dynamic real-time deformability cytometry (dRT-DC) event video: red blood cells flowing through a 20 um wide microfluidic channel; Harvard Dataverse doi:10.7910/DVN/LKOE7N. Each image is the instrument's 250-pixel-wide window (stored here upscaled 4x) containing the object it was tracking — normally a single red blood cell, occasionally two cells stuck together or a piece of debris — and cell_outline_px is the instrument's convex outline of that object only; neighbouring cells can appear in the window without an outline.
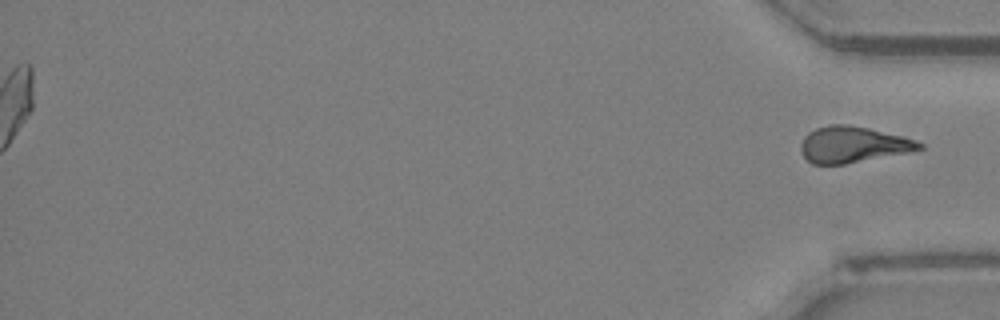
{"species": "Egyptian fruit bat (a non-hibernating species)", "species_latin": "Rousettus aegyptiacus", "temperature_condition": "room temperature", "stored_images_in_passage": 41, "segment_of_instrument_passage": [2, 2], "camera_frame_rate_fps": 3000, "um_per_image_px": 0.085, "animal": {"sex": "female"}, "frame": {"image": 1, "passage_image": 41, "time_ms": 13.333, "image_size_px": [1000, 320], "cell_outline_px": [[924, 148], [844, 164], [812, 164], [800, 152], [800, 144], [804, 136], [808, 132], [816, 128], [828, 124], [844, 124], [868, 128], [904, 136], [916, 140], [924, 144]], "centroid_in_image_um": [72.45, 12.27], "position_along_channel_um": 362.8, "area_um2": 24.74}}